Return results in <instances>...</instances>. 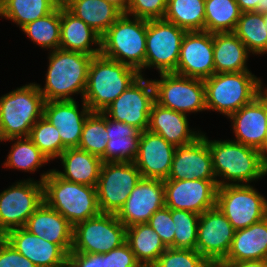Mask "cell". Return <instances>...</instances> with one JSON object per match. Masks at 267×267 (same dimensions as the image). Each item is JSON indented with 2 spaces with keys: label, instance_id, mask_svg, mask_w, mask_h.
I'll return each instance as SVG.
<instances>
[{
  "label": "cell",
  "instance_id": "6da1fadb",
  "mask_svg": "<svg viewBox=\"0 0 267 267\" xmlns=\"http://www.w3.org/2000/svg\"><path fill=\"white\" fill-rule=\"evenodd\" d=\"M40 176L44 203L60 213L73 227L101 213L96 187L65 180L54 169Z\"/></svg>",
  "mask_w": 267,
  "mask_h": 267
},
{
  "label": "cell",
  "instance_id": "7a4b0ae2",
  "mask_svg": "<svg viewBox=\"0 0 267 267\" xmlns=\"http://www.w3.org/2000/svg\"><path fill=\"white\" fill-rule=\"evenodd\" d=\"M208 145L216 180L217 177L223 179L217 180L218 187L226 184H249L267 174V160L255 148L234 140H208Z\"/></svg>",
  "mask_w": 267,
  "mask_h": 267
},
{
  "label": "cell",
  "instance_id": "3957f363",
  "mask_svg": "<svg viewBox=\"0 0 267 267\" xmlns=\"http://www.w3.org/2000/svg\"><path fill=\"white\" fill-rule=\"evenodd\" d=\"M44 88L37 84L44 101L75 100L73 94H85L88 70L93 56L56 49L50 51Z\"/></svg>",
  "mask_w": 267,
  "mask_h": 267
},
{
  "label": "cell",
  "instance_id": "277c9868",
  "mask_svg": "<svg viewBox=\"0 0 267 267\" xmlns=\"http://www.w3.org/2000/svg\"><path fill=\"white\" fill-rule=\"evenodd\" d=\"M139 76V72L127 64L102 54L93 56L83 101L92 112H102Z\"/></svg>",
  "mask_w": 267,
  "mask_h": 267
},
{
  "label": "cell",
  "instance_id": "5b68a950",
  "mask_svg": "<svg viewBox=\"0 0 267 267\" xmlns=\"http://www.w3.org/2000/svg\"><path fill=\"white\" fill-rule=\"evenodd\" d=\"M203 82L206 110L219 111L227 118L251 103L264 90L260 78L250 71L214 73Z\"/></svg>",
  "mask_w": 267,
  "mask_h": 267
},
{
  "label": "cell",
  "instance_id": "8992f818",
  "mask_svg": "<svg viewBox=\"0 0 267 267\" xmlns=\"http://www.w3.org/2000/svg\"><path fill=\"white\" fill-rule=\"evenodd\" d=\"M123 13L101 36L103 56L135 68H145L147 20Z\"/></svg>",
  "mask_w": 267,
  "mask_h": 267
},
{
  "label": "cell",
  "instance_id": "52a82bcc",
  "mask_svg": "<svg viewBox=\"0 0 267 267\" xmlns=\"http://www.w3.org/2000/svg\"><path fill=\"white\" fill-rule=\"evenodd\" d=\"M44 98L36 83L26 84L0 97V142L28 137L43 116Z\"/></svg>",
  "mask_w": 267,
  "mask_h": 267
},
{
  "label": "cell",
  "instance_id": "ba28073f",
  "mask_svg": "<svg viewBox=\"0 0 267 267\" xmlns=\"http://www.w3.org/2000/svg\"><path fill=\"white\" fill-rule=\"evenodd\" d=\"M216 207L234 230L251 226L267 217V200L250 184H226L218 187Z\"/></svg>",
  "mask_w": 267,
  "mask_h": 267
},
{
  "label": "cell",
  "instance_id": "9c48e42d",
  "mask_svg": "<svg viewBox=\"0 0 267 267\" xmlns=\"http://www.w3.org/2000/svg\"><path fill=\"white\" fill-rule=\"evenodd\" d=\"M126 230L115 214L100 213L73 227L71 252L107 253L126 243Z\"/></svg>",
  "mask_w": 267,
  "mask_h": 267
},
{
  "label": "cell",
  "instance_id": "30bf717a",
  "mask_svg": "<svg viewBox=\"0 0 267 267\" xmlns=\"http://www.w3.org/2000/svg\"><path fill=\"white\" fill-rule=\"evenodd\" d=\"M186 32L165 19L147 20L145 69L154 67L160 74L175 73Z\"/></svg>",
  "mask_w": 267,
  "mask_h": 267
},
{
  "label": "cell",
  "instance_id": "8fae6325",
  "mask_svg": "<svg viewBox=\"0 0 267 267\" xmlns=\"http://www.w3.org/2000/svg\"><path fill=\"white\" fill-rule=\"evenodd\" d=\"M141 178L133 162H103L96 185L100 212L116 215Z\"/></svg>",
  "mask_w": 267,
  "mask_h": 267
},
{
  "label": "cell",
  "instance_id": "7c38bea8",
  "mask_svg": "<svg viewBox=\"0 0 267 267\" xmlns=\"http://www.w3.org/2000/svg\"><path fill=\"white\" fill-rule=\"evenodd\" d=\"M155 102L159 105L183 113L206 110L205 85L203 80L162 73L160 80H152Z\"/></svg>",
  "mask_w": 267,
  "mask_h": 267
},
{
  "label": "cell",
  "instance_id": "4fadbf2b",
  "mask_svg": "<svg viewBox=\"0 0 267 267\" xmlns=\"http://www.w3.org/2000/svg\"><path fill=\"white\" fill-rule=\"evenodd\" d=\"M44 203L43 183L34 179L16 182L0 193V233L24 227Z\"/></svg>",
  "mask_w": 267,
  "mask_h": 267
},
{
  "label": "cell",
  "instance_id": "5bb4252c",
  "mask_svg": "<svg viewBox=\"0 0 267 267\" xmlns=\"http://www.w3.org/2000/svg\"><path fill=\"white\" fill-rule=\"evenodd\" d=\"M155 92L152 80L139 76L102 112L110 119L147 130Z\"/></svg>",
  "mask_w": 267,
  "mask_h": 267
},
{
  "label": "cell",
  "instance_id": "9a60e30c",
  "mask_svg": "<svg viewBox=\"0 0 267 267\" xmlns=\"http://www.w3.org/2000/svg\"><path fill=\"white\" fill-rule=\"evenodd\" d=\"M165 207L201 215L216 206L217 180H164Z\"/></svg>",
  "mask_w": 267,
  "mask_h": 267
},
{
  "label": "cell",
  "instance_id": "2e32d148",
  "mask_svg": "<svg viewBox=\"0 0 267 267\" xmlns=\"http://www.w3.org/2000/svg\"><path fill=\"white\" fill-rule=\"evenodd\" d=\"M235 230L215 206L199 216L197 250L207 261H223L227 256Z\"/></svg>",
  "mask_w": 267,
  "mask_h": 267
},
{
  "label": "cell",
  "instance_id": "e0dca14e",
  "mask_svg": "<svg viewBox=\"0 0 267 267\" xmlns=\"http://www.w3.org/2000/svg\"><path fill=\"white\" fill-rule=\"evenodd\" d=\"M214 73L213 33L187 31L181 42L175 74L205 80Z\"/></svg>",
  "mask_w": 267,
  "mask_h": 267
},
{
  "label": "cell",
  "instance_id": "ac0fdd59",
  "mask_svg": "<svg viewBox=\"0 0 267 267\" xmlns=\"http://www.w3.org/2000/svg\"><path fill=\"white\" fill-rule=\"evenodd\" d=\"M164 207V181L142 177L116 217L128 228L135 224L148 223L150 217Z\"/></svg>",
  "mask_w": 267,
  "mask_h": 267
},
{
  "label": "cell",
  "instance_id": "d6986e66",
  "mask_svg": "<svg viewBox=\"0 0 267 267\" xmlns=\"http://www.w3.org/2000/svg\"><path fill=\"white\" fill-rule=\"evenodd\" d=\"M216 180L208 137L204 133L194 142L176 147L167 180Z\"/></svg>",
  "mask_w": 267,
  "mask_h": 267
},
{
  "label": "cell",
  "instance_id": "ffe728a7",
  "mask_svg": "<svg viewBox=\"0 0 267 267\" xmlns=\"http://www.w3.org/2000/svg\"><path fill=\"white\" fill-rule=\"evenodd\" d=\"M176 147L148 130L141 132L138 153L133 163L143 178L167 180Z\"/></svg>",
  "mask_w": 267,
  "mask_h": 267
},
{
  "label": "cell",
  "instance_id": "44dd1931",
  "mask_svg": "<svg viewBox=\"0 0 267 267\" xmlns=\"http://www.w3.org/2000/svg\"><path fill=\"white\" fill-rule=\"evenodd\" d=\"M236 142L260 150L265 141L267 124V89L251 103L229 116Z\"/></svg>",
  "mask_w": 267,
  "mask_h": 267
},
{
  "label": "cell",
  "instance_id": "7402d4cb",
  "mask_svg": "<svg viewBox=\"0 0 267 267\" xmlns=\"http://www.w3.org/2000/svg\"><path fill=\"white\" fill-rule=\"evenodd\" d=\"M82 102V111H79L76 100L44 102L43 116L58 129L66 148L79 146L85 120L92 112L83 100Z\"/></svg>",
  "mask_w": 267,
  "mask_h": 267
},
{
  "label": "cell",
  "instance_id": "603a6c76",
  "mask_svg": "<svg viewBox=\"0 0 267 267\" xmlns=\"http://www.w3.org/2000/svg\"><path fill=\"white\" fill-rule=\"evenodd\" d=\"M3 238L37 267H68V254L59 245L30 233L24 227L9 230Z\"/></svg>",
  "mask_w": 267,
  "mask_h": 267
},
{
  "label": "cell",
  "instance_id": "cb8c5ba5",
  "mask_svg": "<svg viewBox=\"0 0 267 267\" xmlns=\"http://www.w3.org/2000/svg\"><path fill=\"white\" fill-rule=\"evenodd\" d=\"M187 116L154 102L147 130L162 136L175 147L190 144L200 137L202 132L192 131L189 128Z\"/></svg>",
  "mask_w": 267,
  "mask_h": 267
},
{
  "label": "cell",
  "instance_id": "d4e9b609",
  "mask_svg": "<svg viewBox=\"0 0 267 267\" xmlns=\"http://www.w3.org/2000/svg\"><path fill=\"white\" fill-rule=\"evenodd\" d=\"M30 233L59 245L67 254L73 243V226L56 210L43 203L24 226Z\"/></svg>",
  "mask_w": 267,
  "mask_h": 267
},
{
  "label": "cell",
  "instance_id": "484cf974",
  "mask_svg": "<svg viewBox=\"0 0 267 267\" xmlns=\"http://www.w3.org/2000/svg\"><path fill=\"white\" fill-rule=\"evenodd\" d=\"M93 44L97 48H92ZM59 49L96 56L101 51V36L61 6Z\"/></svg>",
  "mask_w": 267,
  "mask_h": 267
},
{
  "label": "cell",
  "instance_id": "4316f807",
  "mask_svg": "<svg viewBox=\"0 0 267 267\" xmlns=\"http://www.w3.org/2000/svg\"><path fill=\"white\" fill-rule=\"evenodd\" d=\"M267 260V217L235 231L224 262Z\"/></svg>",
  "mask_w": 267,
  "mask_h": 267
},
{
  "label": "cell",
  "instance_id": "83f0119b",
  "mask_svg": "<svg viewBox=\"0 0 267 267\" xmlns=\"http://www.w3.org/2000/svg\"><path fill=\"white\" fill-rule=\"evenodd\" d=\"M63 166V171L55 172L65 180L96 187L102 159L85 151L75 148H67L59 157Z\"/></svg>",
  "mask_w": 267,
  "mask_h": 267
},
{
  "label": "cell",
  "instance_id": "f1b7e54d",
  "mask_svg": "<svg viewBox=\"0 0 267 267\" xmlns=\"http://www.w3.org/2000/svg\"><path fill=\"white\" fill-rule=\"evenodd\" d=\"M106 131L108 132L107 147L104 162H133L139 148L141 130L112 120L106 116Z\"/></svg>",
  "mask_w": 267,
  "mask_h": 267
},
{
  "label": "cell",
  "instance_id": "f546056e",
  "mask_svg": "<svg viewBox=\"0 0 267 267\" xmlns=\"http://www.w3.org/2000/svg\"><path fill=\"white\" fill-rule=\"evenodd\" d=\"M248 54L244 43L233 32L213 33L215 73L249 71Z\"/></svg>",
  "mask_w": 267,
  "mask_h": 267
},
{
  "label": "cell",
  "instance_id": "4dcf8cb0",
  "mask_svg": "<svg viewBox=\"0 0 267 267\" xmlns=\"http://www.w3.org/2000/svg\"><path fill=\"white\" fill-rule=\"evenodd\" d=\"M65 8L102 36L123 12L106 0H71Z\"/></svg>",
  "mask_w": 267,
  "mask_h": 267
},
{
  "label": "cell",
  "instance_id": "1f68e13d",
  "mask_svg": "<svg viewBox=\"0 0 267 267\" xmlns=\"http://www.w3.org/2000/svg\"><path fill=\"white\" fill-rule=\"evenodd\" d=\"M126 243L141 266L152 267L167 249L148 223L135 224L126 230Z\"/></svg>",
  "mask_w": 267,
  "mask_h": 267
},
{
  "label": "cell",
  "instance_id": "d6a6232c",
  "mask_svg": "<svg viewBox=\"0 0 267 267\" xmlns=\"http://www.w3.org/2000/svg\"><path fill=\"white\" fill-rule=\"evenodd\" d=\"M241 13L236 0H205L204 31L234 32Z\"/></svg>",
  "mask_w": 267,
  "mask_h": 267
},
{
  "label": "cell",
  "instance_id": "836d02e7",
  "mask_svg": "<svg viewBox=\"0 0 267 267\" xmlns=\"http://www.w3.org/2000/svg\"><path fill=\"white\" fill-rule=\"evenodd\" d=\"M164 19L186 31H204L205 0H168Z\"/></svg>",
  "mask_w": 267,
  "mask_h": 267
},
{
  "label": "cell",
  "instance_id": "e575fe53",
  "mask_svg": "<svg viewBox=\"0 0 267 267\" xmlns=\"http://www.w3.org/2000/svg\"><path fill=\"white\" fill-rule=\"evenodd\" d=\"M246 46L249 53H267V30L264 14L242 12L233 32Z\"/></svg>",
  "mask_w": 267,
  "mask_h": 267
},
{
  "label": "cell",
  "instance_id": "d590c367",
  "mask_svg": "<svg viewBox=\"0 0 267 267\" xmlns=\"http://www.w3.org/2000/svg\"><path fill=\"white\" fill-rule=\"evenodd\" d=\"M57 7L53 0H4L0 16L13 21L21 29L29 22L45 17Z\"/></svg>",
  "mask_w": 267,
  "mask_h": 267
},
{
  "label": "cell",
  "instance_id": "8d00e7d4",
  "mask_svg": "<svg viewBox=\"0 0 267 267\" xmlns=\"http://www.w3.org/2000/svg\"><path fill=\"white\" fill-rule=\"evenodd\" d=\"M61 25V6L45 17L27 23L21 28L35 44L41 48L59 49Z\"/></svg>",
  "mask_w": 267,
  "mask_h": 267
},
{
  "label": "cell",
  "instance_id": "74e56055",
  "mask_svg": "<svg viewBox=\"0 0 267 267\" xmlns=\"http://www.w3.org/2000/svg\"><path fill=\"white\" fill-rule=\"evenodd\" d=\"M14 141L12 149L6 158L4 167L24 170L25 172L37 171L49 159L38 149L29 137H14L3 141ZM16 140V141H15Z\"/></svg>",
  "mask_w": 267,
  "mask_h": 267
},
{
  "label": "cell",
  "instance_id": "f35d334b",
  "mask_svg": "<svg viewBox=\"0 0 267 267\" xmlns=\"http://www.w3.org/2000/svg\"><path fill=\"white\" fill-rule=\"evenodd\" d=\"M108 140L106 115L103 112H91L85 120L78 148L101 158L104 162Z\"/></svg>",
  "mask_w": 267,
  "mask_h": 267
},
{
  "label": "cell",
  "instance_id": "ab89813d",
  "mask_svg": "<svg viewBox=\"0 0 267 267\" xmlns=\"http://www.w3.org/2000/svg\"><path fill=\"white\" fill-rule=\"evenodd\" d=\"M28 137L49 161L58 158L67 149L62 144L58 129L44 116L31 128Z\"/></svg>",
  "mask_w": 267,
  "mask_h": 267
},
{
  "label": "cell",
  "instance_id": "60d3db41",
  "mask_svg": "<svg viewBox=\"0 0 267 267\" xmlns=\"http://www.w3.org/2000/svg\"><path fill=\"white\" fill-rule=\"evenodd\" d=\"M171 216L175 223L173 248L195 249L200 215L186 210L171 209Z\"/></svg>",
  "mask_w": 267,
  "mask_h": 267
},
{
  "label": "cell",
  "instance_id": "b9f144b4",
  "mask_svg": "<svg viewBox=\"0 0 267 267\" xmlns=\"http://www.w3.org/2000/svg\"><path fill=\"white\" fill-rule=\"evenodd\" d=\"M206 261L195 249L168 247L152 267H201Z\"/></svg>",
  "mask_w": 267,
  "mask_h": 267
},
{
  "label": "cell",
  "instance_id": "7bdbcfd3",
  "mask_svg": "<svg viewBox=\"0 0 267 267\" xmlns=\"http://www.w3.org/2000/svg\"><path fill=\"white\" fill-rule=\"evenodd\" d=\"M168 0H130L125 14L146 19H164Z\"/></svg>",
  "mask_w": 267,
  "mask_h": 267
},
{
  "label": "cell",
  "instance_id": "ee69618b",
  "mask_svg": "<svg viewBox=\"0 0 267 267\" xmlns=\"http://www.w3.org/2000/svg\"><path fill=\"white\" fill-rule=\"evenodd\" d=\"M148 224L160 236L161 241L167 248H173L175 223L172 220L171 209L164 207L156 211L150 217Z\"/></svg>",
  "mask_w": 267,
  "mask_h": 267
},
{
  "label": "cell",
  "instance_id": "f6af8a7d",
  "mask_svg": "<svg viewBox=\"0 0 267 267\" xmlns=\"http://www.w3.org/2000/svg\"><path fill=\"white\" fill-rule=\"evenodd\" d=\"M103 267H142L127 243L102 254Z\"/></svg>",
  "mask_w": 267,
  "mask_h": 267
},
{
  "label": "cell",
  "instance_id": "bcb514c9",
  "mask_svg": "<svg viewBox=\"0 0 267 267\" xmlns=\"http://www.w3.org/2000/svg\"><path fill=\"white\" fill-rule=\"evenodd\" d=\"M0 267H37L4 238L0 240Z\"/></svg>",
  "mask_w": 267,
  "mask_h": 267
},
{
  "label": "cell",
  "instance_id": "7dc6e473",
  "mask_svg": "<svg viewBox=\"0 0 267 267\" xmlns=\"http://www.w3.org/2000/svg\"><path fill=\"white\" fill-rule=\"evenodd\" d=\"M68 267H103L102 254L70 252Z\"/></svg>",
  "mask_w": 267,
  "mask_h": 267
},
{
  "label": "cell",
  "instance_id": "c3c4849f",
  "mask_svg": "<svg viewBox=\"0 0 267 267\" xmlns=\"http://www.w3.org/2000/svg\"><path fill=\"white\" fill-rule=\"evenodd\" d=\"M226 267H267V260H250L242 262H225Z\"/></svg>",
  "mask_w": 267,
  "mask_h": 267
},
{
  "label": "cell",
  "instance_id": "681fc988",
  "mask_svg": "<svg viewBox=\"0 0 267 267\" xmlns=\"http://www.w3.org/2000/svg\"><path fill=\"white\" fill-rule=\"evenodd\" d=\"M241 12L256 11L257 4L260 0H236Z\"/></svg>",
  "mask_w": 267,
  "mask_h": 267
},
{
  "label": "cell",
  "instance_id": "f907efd6",
  "mask_svg": "<svg viewBox=\"0 0 267 267\" xmlns=\"http://www.w3.org/2000/svg\"><path fill=\"white\" fill-rule=\"evenodd\" d=\"M107 2L112 3L117 8H119L123 13H126L128 10V6L130 3V0H106Z\"/></svg>",
  "mask_w": 267,
  "mask_h": 267
},
{
  "label": "cell",
  "instance_id": "816d5d0a",
  "mask_svg": "<svg viewBox=\"0 0 267 267\" xmlns=\"http://www.w3.org/2000/svg\"><path fill=\"white\" fill-rule=\"evenodd\" d=\"M256 13L267 14V0H260V3L257 4Z\"/></svg>",
  "mask_w": 267,
  "mask_h": 267
},
{
  "label": "cell",
  "instance_id": "f5cc1de1",
  "mask_svg": "<svg viewBox=\"0 0 267 267\" xmlns=\"http://www.w3.org/2000/svg\"><path fill=\"white\" fill-rule=\"evenodd\" d=\"M201 267H226L224 261H206Z\"/></svg>",
  "mask_w": 267,
  "mask_h": 267
},
{
  "label": "cell",
  "instance_id": "db71d44e",
  "mask_svg": "<svg viewBox=\"0 0 267 267\" xmlns=\"http://www.w3.org/2000/svg\"><path fill=\"white\" fill-rule=\"evenodd\" d=\"M259 151L261 152L262 156L267 160V124L264 145Z\"/></svg>",
  "mask_w": 267,
  "mask_h": 267
},
{
  "label": "cell",
  "instance_id": "11a10c76",
  "mask_svg": "<svg viewBox=\"0 0 267 267\" xmlns=\"http://www.w3.org/2000/svg\"><path fill=\"white\" fill-rule=\"evenodd\" d=\"M58 6L65 7L71 0H53Z\"/></svg>",
  "mask_w": 267,
  "mask_h": 267
},
{
  "label": "cell",
  "instance_id": "9f6ffc18",
  "mask_svg": "<svg viewBox=\"0 0 267 267\" xmlns=\"http://www.w3.org/2000/svg\"><path fill=\"white\" fill-rule=\"evenodd\" d=\"M3 5H4V0H0V15L3 9Z\"/></svg>",
  "mask_w": 267,
  "mask_h": 267
},
{
  "label": "cell",
  "instance_id": "6f0895ef",
  "mask_svg": "<svg viewBox=\"0 0 267 267\" xmlns=\"http://www.w3.org/2000/svg\"><path fill=\"white\" fill-rule=\"evenodd\" d=\"M264 20H265V25H266V30H267V14H264Z\"/></svg>",
  "mask_w": 267,
  "mask_h": 267
}]
</instances>
